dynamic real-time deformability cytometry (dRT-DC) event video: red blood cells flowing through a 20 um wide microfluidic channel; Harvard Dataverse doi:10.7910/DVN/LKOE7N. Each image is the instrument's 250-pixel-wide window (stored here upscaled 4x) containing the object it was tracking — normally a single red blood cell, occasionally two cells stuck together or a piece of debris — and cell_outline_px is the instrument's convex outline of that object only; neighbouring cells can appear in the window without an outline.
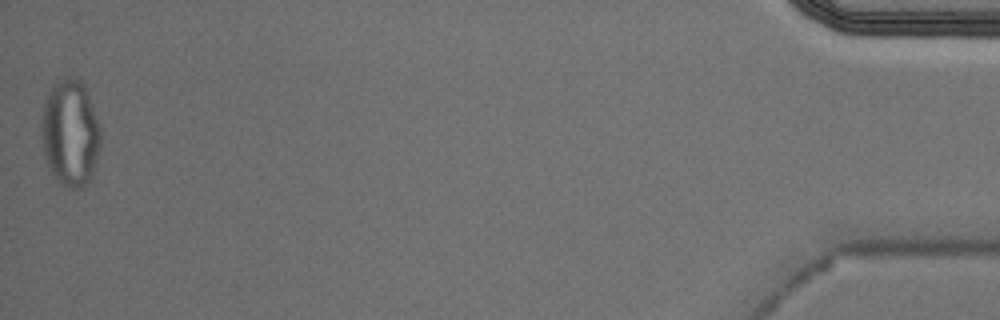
{"species": "Egyptian fruit bat (a non-hibernating species)", "species_latin": "Rousettus aegyptiacus", "temperature_condition": "cold", "stored_images_in_passage": 38, "camera_frame_rate_fps": 3000, "um_per_image_px": 0.085, "animal": {"sex": "male"}, "frame": {"image": 1, "passage_image": 38, "time_ms": 12.333, "image_size_px": [1000, 320], "cell_outline_px": [[100, 144], [92, 176], [80, 188], [72, 188], [60, 184], [56, 180], [48, 164], [44, 148], [40, 128], [44, 100], [48, 92], [60, 80], [80, 80], [84, 84], [92, 104], [100, 128]], "centroid_in_image_um": [5.97, 11.32], "position_along_channel_um": 429.2, "area_um2": 36.13}, "authors_computed_cell_mechanics": {"area_um2": 22.2819, "velocity_mm_per_s": 3.7216, "shape_relaxation_time_tau1_ms": null, "shape_relaxation_time_tau2_ms": 1.7725, "deformation_change_tau1": null, "deformation_change_tau2": 0.0784}}